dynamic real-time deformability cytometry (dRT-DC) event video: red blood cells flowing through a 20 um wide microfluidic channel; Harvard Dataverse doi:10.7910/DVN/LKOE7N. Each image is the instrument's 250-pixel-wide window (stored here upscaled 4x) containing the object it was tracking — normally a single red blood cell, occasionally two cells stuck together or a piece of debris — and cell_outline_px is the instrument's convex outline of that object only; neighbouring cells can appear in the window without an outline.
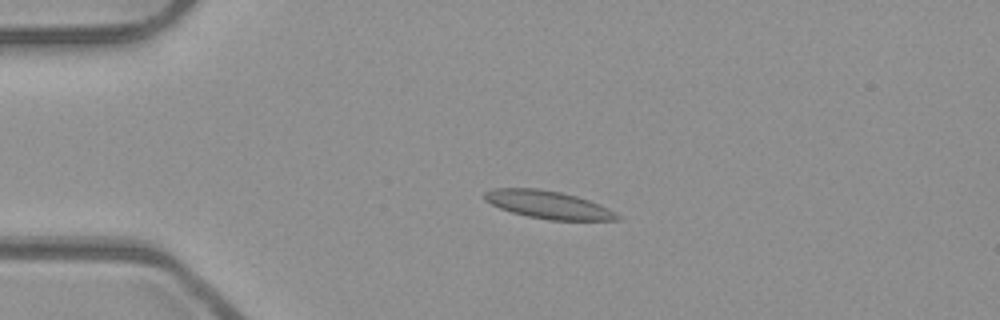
{"species": "common noctule bat (a hibernating species)", "species_latin": "Nyctalus noctula", "temperature_condition": "room temperature", "stored_images_in_passage": 44, "camera_frame_rate_fps": 3000, "um_per_image_px": 0.085, "animal": {"sex": "male", "body_mass_g": 23.1, "forearm_length_mm": 52.7}, "frame": {"image": 1, "passage_image": 11, "time_ms": 3.333, "image_size_px": [1000, 320], "cell_outline_px": [[620, 220], [548, 220], [528, 216], [512, 212], [500, 208], [484, 200], [484, 192], [492, 188], [536, 188], [560, 192], [576, 196], [600, 204], [616, 212], [620, 216]], "centroid_in_image_um": [46.6, 17.4], "position_along_channel_um": 38.4, "area_um2": 21.44}}
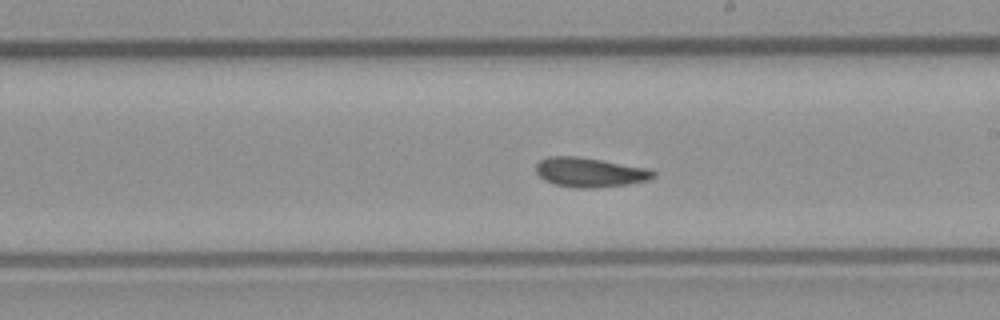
{"frame": {"image": 2, "passage_image": 29, "time_ms": 9.333, "image_size_px": [1000, 320], "cell_outline_px": [[656, 176], [648, 180], [628, 184], [596, 188], [576, 188], [556, 184], [544, 180], [536, 172], [536, 164], [540, 160], [548, 156], [576, 156], [648, 168], [656, 172]], "centroid_in_image_um": [50.14, 14.65], "position_along_channel_um": 238.9, "area_um2": 20.11}}
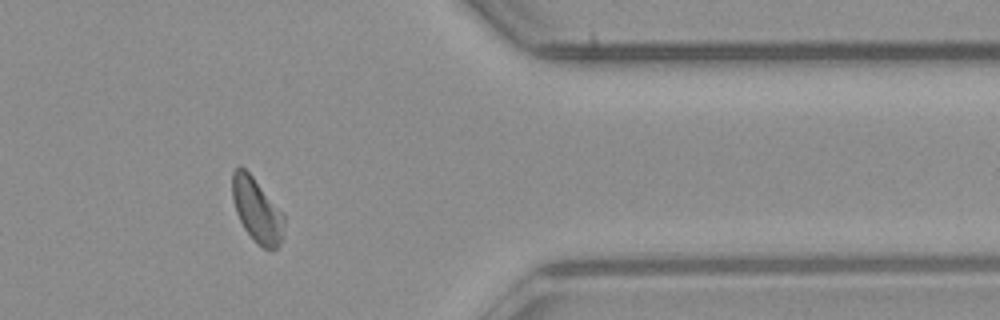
{"frame": {"image": 3, "passage_image": 42, "time_ms": 13.667, "image_size_px": [1000, 320], "cell_outline_px": [[284, 236], [280, 244], [276, 248], [264, 248], [244, 228], [236, 212], [232, 196], [232, 172], [240, 164], [252, 176], [284, 212]], "centroid_in_image_um": [21.86, 17.83], "position_along_channel_um": 389.5, "area_um2": 19.25}, "authors_computed_cell_mechanics": {"area_um2": 20.1144, "velocity_mm_per_s": 3.93, "shape_relaxation_time_tau1_ms": 4.407, "shape_relaxation_time_tau2_ms": 2.1616, "deformation_change_tau1": 0.1236, "deformation_change_tau2": 0.0734}}